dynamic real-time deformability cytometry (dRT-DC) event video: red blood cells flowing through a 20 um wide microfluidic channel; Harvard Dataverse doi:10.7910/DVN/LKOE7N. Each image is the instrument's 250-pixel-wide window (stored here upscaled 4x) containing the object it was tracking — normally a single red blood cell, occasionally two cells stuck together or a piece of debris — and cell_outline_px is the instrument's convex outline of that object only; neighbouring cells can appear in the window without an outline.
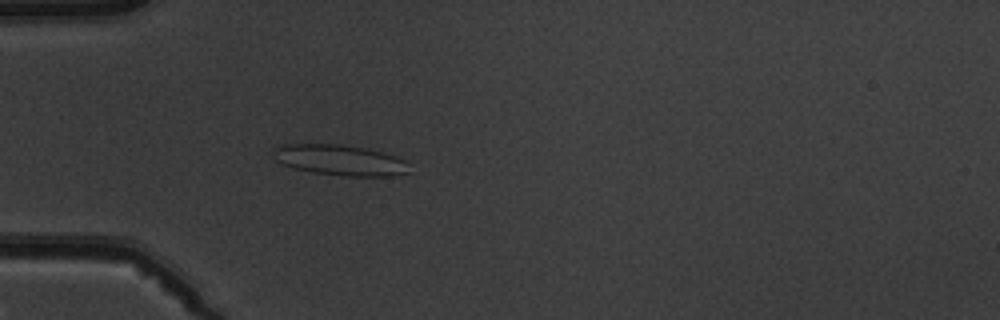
{"species": "common noctule bat (a hibernating species)", "species_latin": "Nyctalus noctula", "temperature_condition": "warm", "stored_images_in_passage": 5, "camera_frame_rate_fps": 3000, "um_per_image_px": 0.085, "animal": {"sex": "male", "body_mass_g": 19.5, "forearm_length_mm": 54.6}, "frame": {"image": 1, "passage_image": 5, "time_ms": 4.667, "image_size_px": [1000, 320], "cell_outline_px": [[408, 172], [392, 176], [344, 176], [312, 172], [292, 168], [276, 160], [272, 152], [272, 148], [280, 144], [340, 144], [368, 148], [384, 152], [396, 156], [404, 160]], "centroid_in_image_um": [28.85, 13.59], "position_along_channel_um": 56.2, "area_um2": 24.39}}